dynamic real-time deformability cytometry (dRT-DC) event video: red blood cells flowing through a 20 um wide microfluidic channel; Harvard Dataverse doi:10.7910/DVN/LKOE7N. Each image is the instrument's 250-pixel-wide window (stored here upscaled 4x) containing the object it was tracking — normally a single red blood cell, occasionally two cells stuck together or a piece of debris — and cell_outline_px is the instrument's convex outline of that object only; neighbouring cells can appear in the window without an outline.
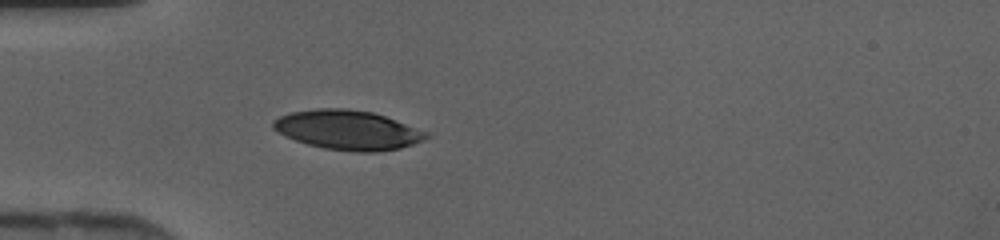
{"species": "human", "species_latin": "Homo sapiens", "temperature_condition": "cold", "stored_images_in_passage": 33, "camera_frame_rate_fps": 3000, "um_per_image_px": 0.085, "donor": {"sex": "female"}, "frame": {"image": 1, "passage_image": 1, "time_ms": 0.0, "image_size_px": [1000, 240], "cell_outline_px": [[432, 136], [412, 144], [400, 148], [376, 152], [356, 152], [324, 148], [308, 144], [284, 136], [272, 128], [272, 120], [280, 116], [292, 112], [316, 108], [348, 108], [372, 112], [384, 116], [428, 132]], "centroid_in_image_um": [29.54, 11.04], "position_along_channel_um": 55.5, "area_um2": 35.14}}
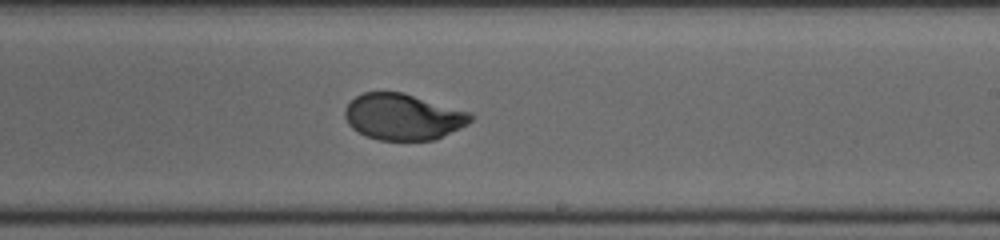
{"frame": {"image": 2, "passage_image": 15, "time_ms": 4.667, "image_size_px": [1000, 240], "cell_outline_px": [[476, 116], [468, 124], [436, 140], [380, 140], [368, 136], [352, 128], [348, 124], [344, 116], [344, 108], [356, 96], [364, 92], [404, 92], [472, 112]], "centroid_in_image_um": [34.3, 9.92], "position_along_channel_um": 254.7, "area_um2": 34.16}}
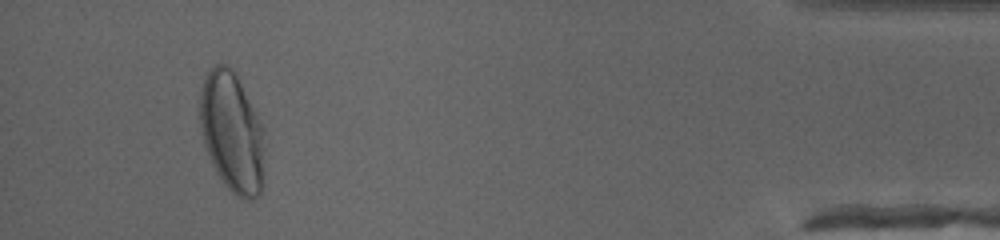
{"frame": {"image": 3, "passage_image": 30, "time_ms": 9.667, "image_size_px": [1000, 240], "cell_outline_px": [[264, 148], [260, 192], [252, 200], [248, 200], [236, 196], [224, 184], [216, 172], [212, 164], [204, 144], [200, 128], [200, 92], [204, 80], [208, 72], [216, 64], [224, 64], [232, 68], [264, 128]], "centroid_in_image_um": [19.71, 11.25], "position_along_channel_um": 415.5, "area_um2": 44.85}}